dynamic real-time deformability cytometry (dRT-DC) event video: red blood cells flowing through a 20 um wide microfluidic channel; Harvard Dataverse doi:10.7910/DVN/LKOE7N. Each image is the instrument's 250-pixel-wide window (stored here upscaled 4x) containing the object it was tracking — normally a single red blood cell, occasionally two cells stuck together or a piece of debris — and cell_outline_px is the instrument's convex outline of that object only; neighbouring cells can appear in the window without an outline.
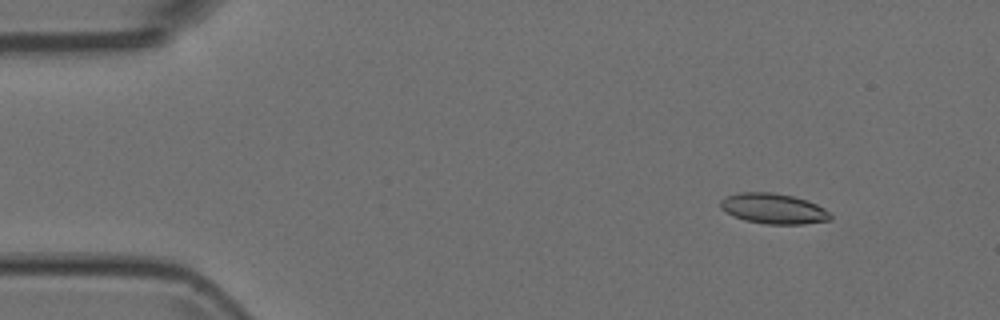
{"species": "Egyptian fruit bat (a non-hibernating species)", "species_latin": "Rousettus aegyptiacus", "temperature_condition": "room temperature", "stored_images_in_passage": 8, "camera_frame_rate_fps": 3000, "um_per_image_px": 0.085, "animal": {"sex": "female"}, "frame": {"image": 1, "passage_image": 1, "time_ms": 0.0, "image_size_px": [1000, 320], "cell_outline_px": [[832, 220], [804, 224], [764, 224], [744, 220], [732, 216], [720, 208], [720, 200], [728, 196], [740, 192], [772, 192], [792, 196], [808, 200], [824, 208], [832, 216]], "centroid_in_image_um": [65.74, 17.74], "position_along_channel_um": 19.3, "area_um2": 19.59}}
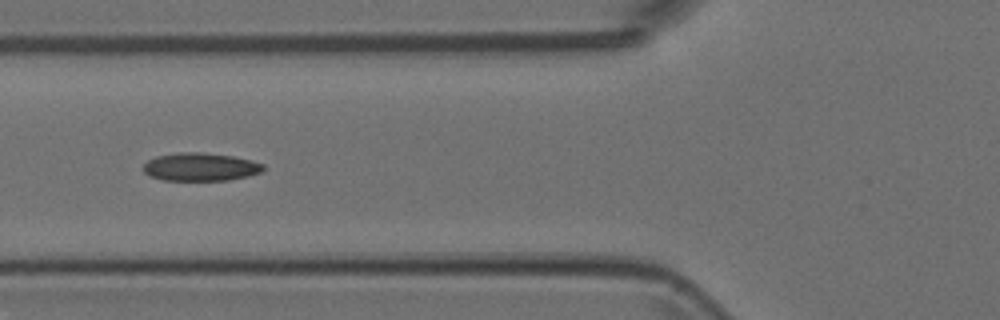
{"frame": {"image": 2, "passage_image": 5, "time_ms": 1.333, "image_size_px": [1000, 320], "cell_outline_px": [[264, 168], [260, 172], [248, 176], [228, 180], [164, 180], [148, 176], [144, 172], [144, 164], [148, 160], [156, 156], [180, 152], [200, 152], [232, 156], [264, 164]], "centroid_in_image_um": [17.0, 14.19], "position_along_channel_um": 108.8, "area_um2": 19.48}}
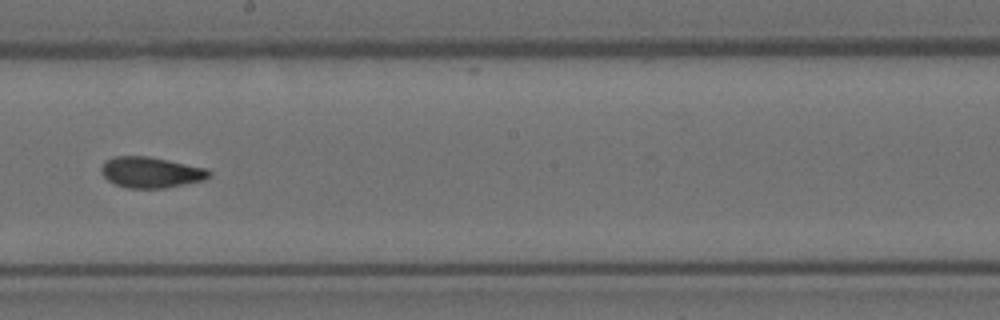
{"frame": {"image": 3, "passage_image": 8, "time_ms": 2.333, "image_size_px": [1000, 320], "cell_outline_px": [[212, 176], [204, 180], [164, 188], [128, 188], [116, 184], [108, 180], [100, 172], [100, 168], [104, 160], [116, 156], [148, 156], [208, 168], [212, 172]], "centroid_in_image_um": [12.84, 14.64], "position_along_channel_um": 235.4, "area_um2": 19.54}}